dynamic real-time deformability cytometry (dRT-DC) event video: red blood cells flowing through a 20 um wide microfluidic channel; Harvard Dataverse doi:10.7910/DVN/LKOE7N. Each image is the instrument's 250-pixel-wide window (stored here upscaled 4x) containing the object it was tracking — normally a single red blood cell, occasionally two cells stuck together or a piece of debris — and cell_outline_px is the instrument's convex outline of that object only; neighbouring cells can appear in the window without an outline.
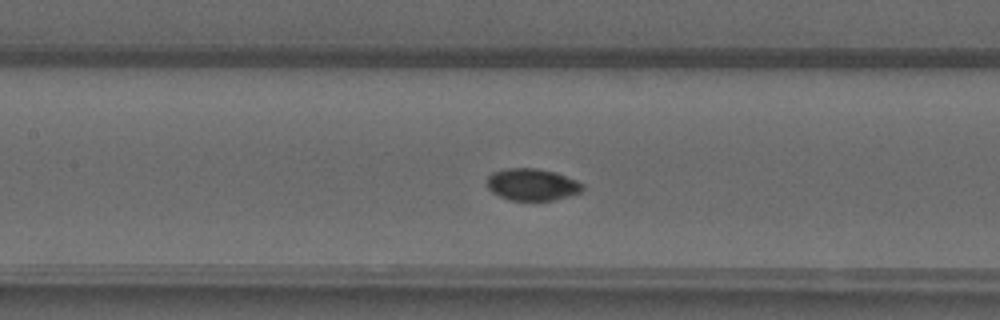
{"species": "common noctule bat (a hibernating species)", "species_latin": "Nyctalus noctula", "temperature_condition": "warm", "stored_images_in_passage": 47, "camera_frame_rate_fps": 3000, "um_per_image_px": 0.085, "animal": {"sex": "male", "forearm_length_mm": 52.5}, "frame": {"image": 1, "passage_image": 20, "time_ms": 6.333, "image_size_px": [1000, 320], "cell_outline_px": [[584, 188], [580, 192], [568, 196], [552, 200], [508, 200], [492, 192], [488, 188], [488, 176], [492, 172], [504, 168], [536, 168], [556, 172], [576, 180], [584, 184]], "centroid_in_image_um": [45.23, 15.67], "position_along_channel_um": 162.2, "area_um2": 17.8}}
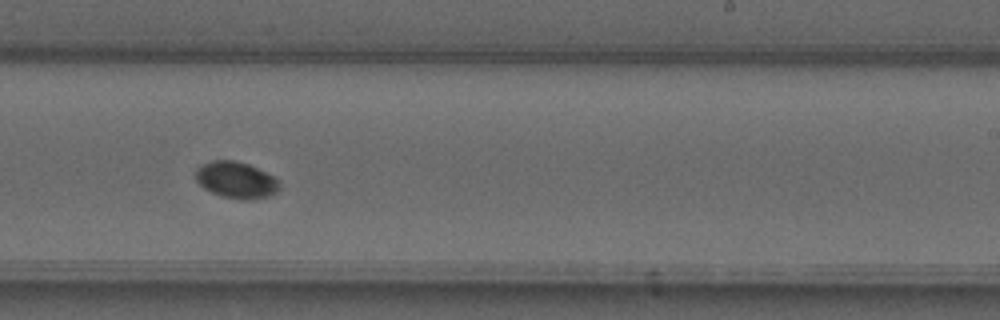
{"frame": {"image": 2, "passage_image": 28, "time_ms": 9.0, "image_size_px": [1000, 320], "cell_outline_px": [[280, 188], [276, 192], [268, 196], [248, 200], [244, 200], [224, 196], [212, 192], [204, 188], [196, 180], [196, 168], [200, 164], [212, 160], [232, 160], [248, 164], [272, 176], [280, 184]], "centroid_in_image_um": [20.04, 15.29], "position_along_channel_um": 269.0, "area_um2": 17.57}}
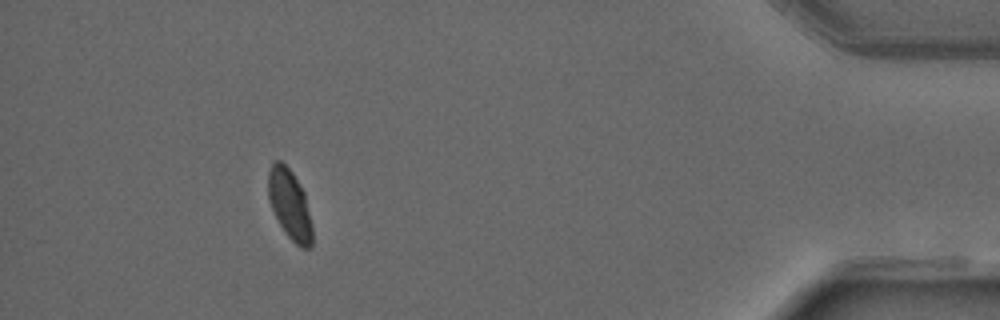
{"frame": {"image": 3, "passage_image": 43, "time_ms": 14.0, "image_size_px": [1000, 320], "cell_outline_px": [[312, 248], [300, 248], [284, 232], [268, 200], [268, 172], [272, 164], [276, 160], [280, 160], [292, 172], [304, 192], [312, 224]], "centroid_in_image_um": [24.63, 17.4], "position_along_channel_um": 410.6, "area_um2": 17.86}, "authors_computed_cell_mechanics": {"area_um2": 17.7446, "velocity_mm_per_s": 4.0203, "shape_relaxation_time_tau1_ms": 6.8502, "shape_relaxation_time_tau2_ms": null, "deformation_change_tau1": 0.2292, "deformation_change_tau2": null}}